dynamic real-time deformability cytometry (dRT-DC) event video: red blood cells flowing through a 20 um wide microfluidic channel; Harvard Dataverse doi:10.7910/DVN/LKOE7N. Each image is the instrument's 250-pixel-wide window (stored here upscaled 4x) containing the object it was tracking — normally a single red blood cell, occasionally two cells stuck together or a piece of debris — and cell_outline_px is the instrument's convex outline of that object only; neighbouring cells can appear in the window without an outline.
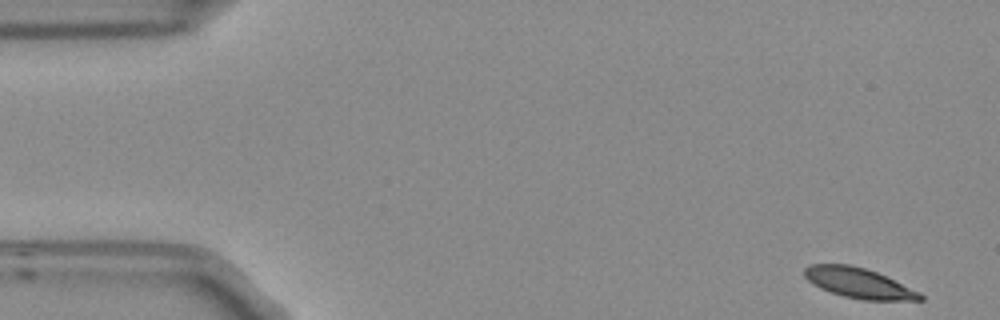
{"species": "Egyptian fruit bat (a non-hibernating species)", "species_latin": "Rousettus aegyptiacus", "temperature_condition": "room temperature", "stored_images_in_passage": 52, "camera_frame_rate_fps": 3000, "um_per_image_px": 0.085, "frame": {"image": 1, "passage_image": 1, "time_ms": 0.0, "image_size_px": [1000, 320], "cell_outline_px": [[924, 300], [864, 300], [844, 296], [820, 288], [812, 284], [804, 276], [804, 268], [812, 264], [848, 264], [864, 268], [876, 272], [920, 292], [924, 296]], "centroid_in_image_um": [72.98, 24.06], "position_along_channel_um": 12.0, "area_um2": 20.11}}
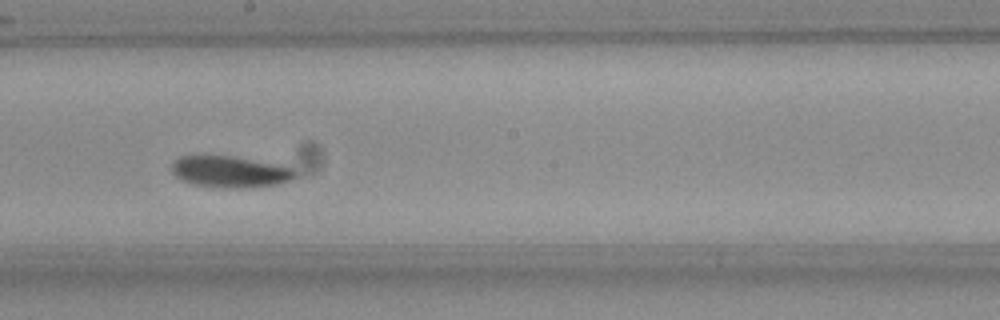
{"frame": {"image": 2, "passage_image": 28, "time_ms": 9.0, "image_size_px": [1000, 320], "cell_outline_px": [[296, 176], [292, 180], [276, 184], [240, 188], [224, 188], [192, 184], [180, 180], [172, 172], [172, 164], [180, 156], [228, 156], [292, 168], [296, 172]], "centroid_in_image_um": [19.5, 14.62], "position_along_channel_um": 228.7, "area_um2": 22.08}}
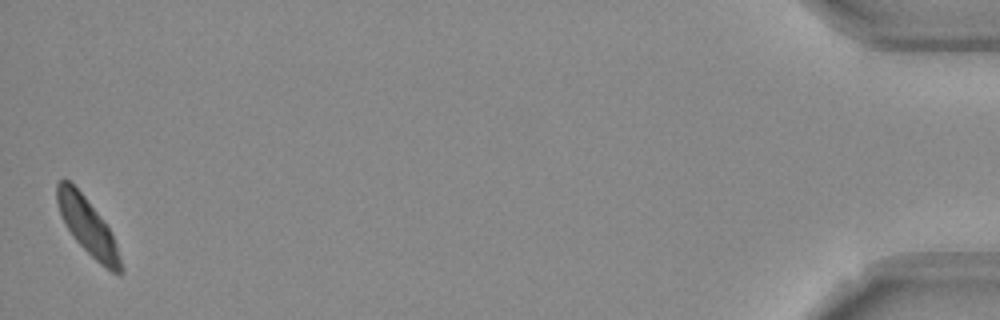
{"frame": {"image": 3, "passage_image": 52, "time_ms": 17.0, "image_size_px": [1000, 320], "cell_outline_px": [[124, 272], [120, 276], [112, 272], [100, 264], [72, 236], [60, 212], [56, 200], [56, 184], [64, 176], [84, 196], [104, 220], [116, 244], [124, 268]], "centroid_in_image_um": [7.47, 19.26], "position_along_channel_um": 427.7, "area_um2": 20.69}, "authors_computed_cell_mechanics": {"area_um2": 21.675, "velocity_mm_per_s": 3.7066, "shape_relaxation_time_tau1_ms": 2.2124, "shape_relaxation_time_tau2_ms": null, "deformation_change_tau1": 0.0809, "deformation_change_tau2": null}}